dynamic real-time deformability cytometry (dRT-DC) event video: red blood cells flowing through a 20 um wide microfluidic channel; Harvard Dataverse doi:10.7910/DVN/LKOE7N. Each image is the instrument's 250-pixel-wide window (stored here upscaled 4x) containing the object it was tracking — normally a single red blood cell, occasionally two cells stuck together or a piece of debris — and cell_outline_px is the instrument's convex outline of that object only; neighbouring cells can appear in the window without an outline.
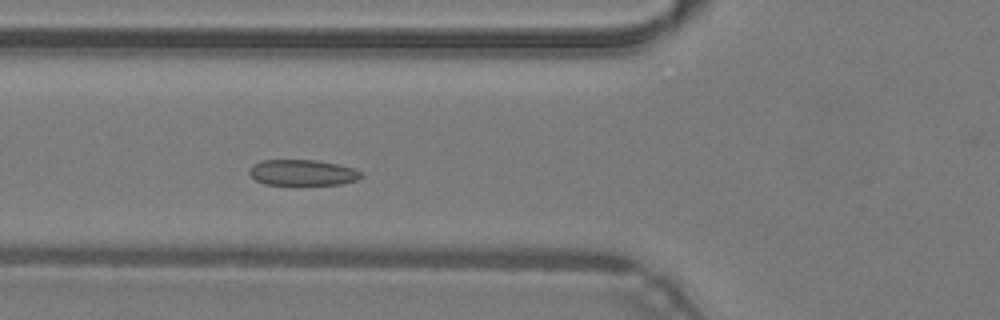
{"species": "common noctule bat (a hibernating species)", "species_latin": "Nyctalus noctula", "temperature_condition": "warm", "stored_images_in_passage": 43, "camera_frame_rate_fps": 3000, "um_per_image_px": 0.085, "animal": {"sex": "male", "body_mass_g": 19.2, "forearm_length_mm": 51.8}, "frame": {"image": 1, "passage_image": 13, "time_ms": 4.0, "image_size_px": [1000, 320], "cell_outline_px": [[364, 176], [356, 180], [340, 184], [264, 184], [256, 180], [248, 172], [248, 168], [252, 164], [260, 160], [316, 160], [356, 168], [364, 172]], "centroid_in_image_um": [25.73, 14.66], "position_along_channel_um": 100.1, "area_um2": 16.94}}
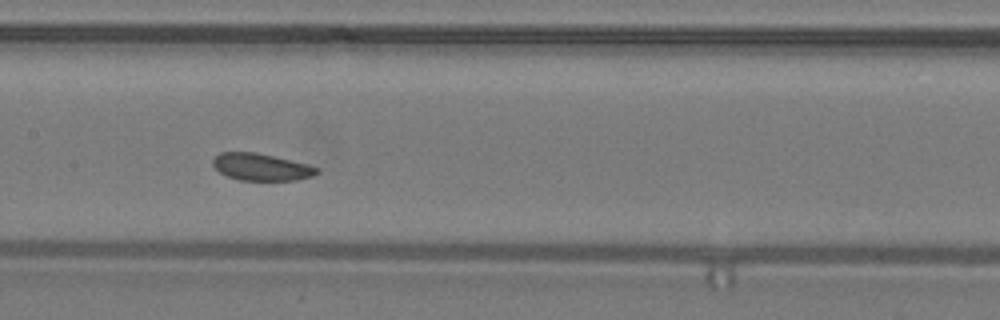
{"frame": {"image": 2, "passage_image": 19, "time_ms": 6.0, "image_size_px": [1000, 320], "cell_outline_px": [[320, 172], [312, 176], [296, 180], [240, 180], [228, 176], [220, 172], [212, 164], [212, 160], [220, 152], [256, 152], [308, 164], [320, 168]], "centroid_in_image_um": [22.23, 14.19], "position_along_channel_um": 185.2, "area_um2": 16.36}}
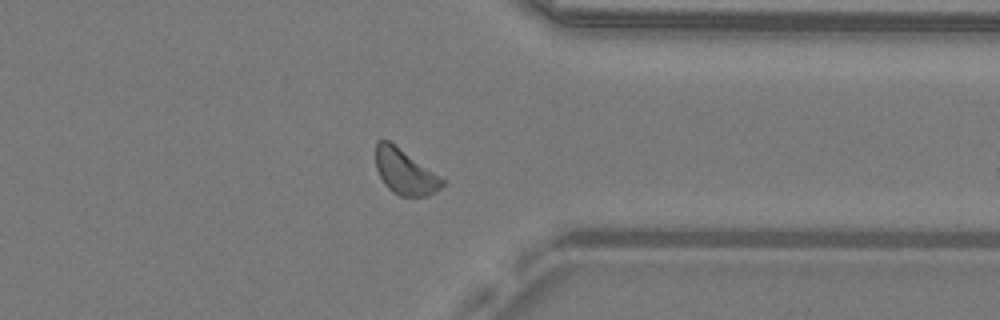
{"frame": {"image": 3, "passage_image": 33, "time_ms": 10.667, "image_size_px": [1000, 320], "cell_outline_px": [[448, 180], [436, 192], [428, 196], [400, 196], [392, 192], [384, 184], [376, 168], [376, 140], [388, 140]], "centroid_in_image_um": [34.46, 14.62], "position_along_channel_um": 376.9, "area_um2": 17.74}, "authors_computed_cell_mechanics": {"area_um2": 17.4556, "velocity_mm_per_s": 4.2344, "shape_relaxation_time_tau1_ms": null, "shape_relaxation_time_tau2_ms": 4.055, "deformation_change_tau1": null, "deformation_change_tau2": 0.0845}}